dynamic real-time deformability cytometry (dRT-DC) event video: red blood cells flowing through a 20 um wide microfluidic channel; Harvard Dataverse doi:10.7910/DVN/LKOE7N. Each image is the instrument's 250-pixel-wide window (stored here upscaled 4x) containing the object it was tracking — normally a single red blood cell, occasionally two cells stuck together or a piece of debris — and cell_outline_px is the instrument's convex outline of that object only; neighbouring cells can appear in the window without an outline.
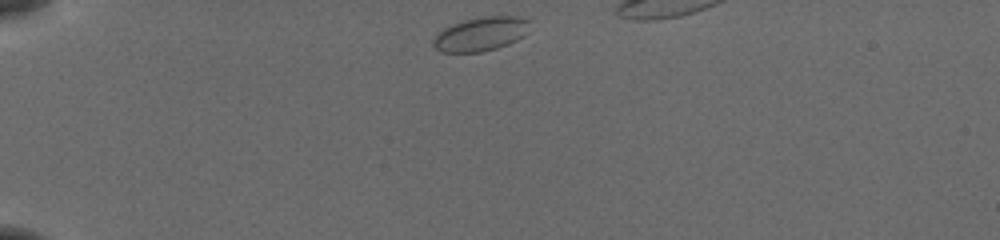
{"species": "common noctule bat (a hibernating species)", "species_latin": "Nyctalus noctula", "temperature_condition": "cold", "stored_images_in_passage": 35, "camera_frame_rate_fps": 3000, "um_per_image_px": 0.085, "animal": {"sex": "female", "body_mass_g": 19.5, "forearm_length_mm": 54.1}, "frame": {"image": 1, "passage_image": 1, "time_ms": 0.0, "image_size_px": [1000, 240], "cell_outline_px": [[532, 20], [528, 32], [516, 40], [508, 44], [496, 48], [480, 52], [440, 52], [432, 44], [432, 40], [436, 32], [452, 24], [464, 20], [484, 16], [516, 16]], "centroid_in_image_um": [40.86, 2.88], "position_along_channel_um": 44.1, "area_um2": 19.31}}
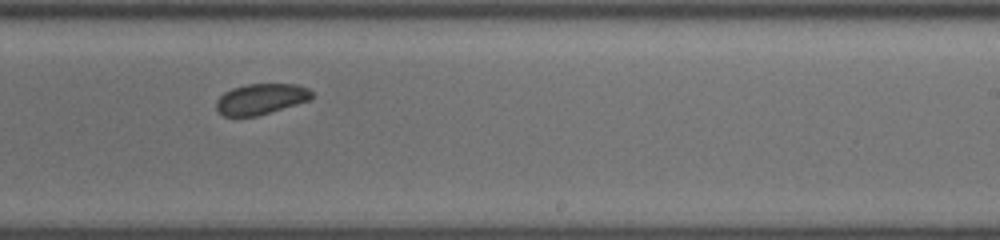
{"frame": {"image": 2, "passage_image": 22, "time_ms": 7.0, "image_size_px": [1000, 240], "cell_outline_px": [[312, 100], [256, 116], [224, 116], [216, 108], [216, 100], [224, 92], [232, 88], [244, 84], [296, 84], [308, 88], [312, 92]], "centroid_in_image_um": [22.19, 8.41], "position_along_channel_um": 266.8, "area_um2": 17.17}}
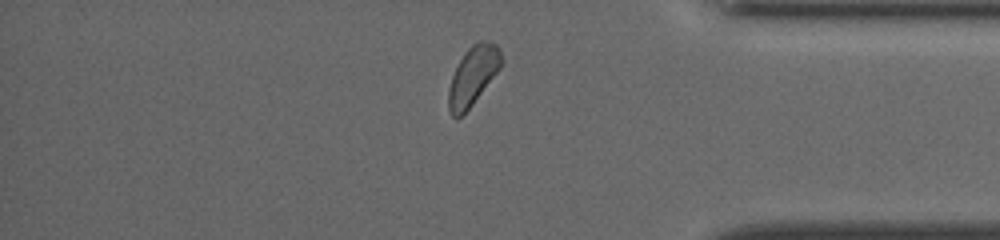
{"frame": {"image": 3, "passage_image": 33, "time_ms": 10.667, "image_size_px": [1000, 240], "cell_outline_px": [[504, 60], [500, 68], [472, 104], [456, 120], [452, 116], [448, 108], [448, 88], [452, 76], [464, 52], [472, 44], [480, 40], [488, 40], [496, 44], [500, 48]], "centroid_in_image_um": [40.21, 6.4], "position_along_channel_um": 395.0, "area_um2": 18.09}}